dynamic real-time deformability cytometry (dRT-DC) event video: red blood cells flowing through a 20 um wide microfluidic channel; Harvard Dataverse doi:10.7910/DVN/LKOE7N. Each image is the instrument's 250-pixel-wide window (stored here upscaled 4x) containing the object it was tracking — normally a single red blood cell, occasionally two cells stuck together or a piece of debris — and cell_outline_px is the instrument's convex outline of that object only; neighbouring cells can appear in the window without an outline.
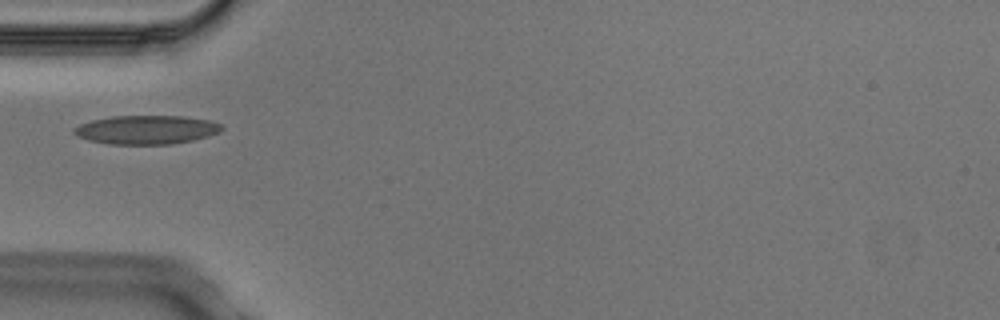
{"species": "Egyptian fruit bat (a non-hibernating species)", "species_latin": "Rousettus aegyptiacus", "temperature_condition": "cold", "stored_images_in_passage": 2, "camera_frame_rate_fps": 3000, "um_per_image_px": 0.085, "animal": {"sex": "male"}, "frame": {"image": 1, "passage_image": 1, "time_ms": 0.0, "image_size_px": [1000, 320], "cell_outline_px": [[224, 128], [220, 132], [208, 136], [192, 140], [172, 144], [108, 144], [88, 140], [76, 136], [72, 132], [72, 128], [80, 124], [92, 120], [112, 116], [184, 116], [212, 120], [220, 124]], "centroid_in_image_um": [12.44, 11.02], "position_along_channel_um": 72.6, "area_um2": 24.97}}
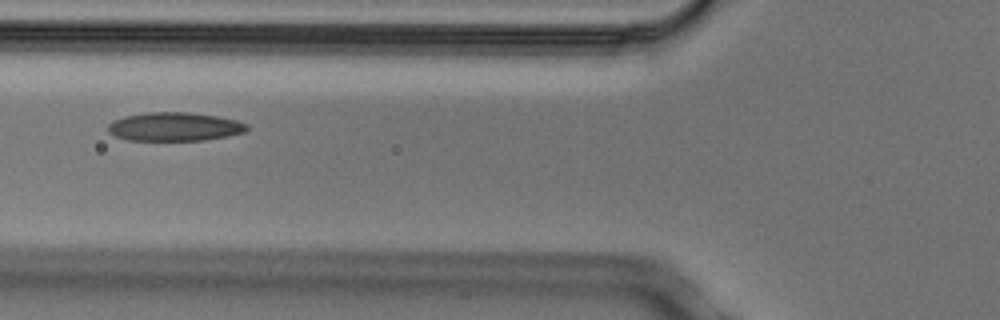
{"frame": {"image": 2, "passage_image": 2, "time_ms": 0.333, "image_size_px": [1000, 320], "cell_outline_px": [[248, 132], [228, 136], [204, 140], [128, 140], [116, 136], [108, 132], [108, 124], [112, 120], [124, 116], [148, 112], [188, 112], [216, 116], [236, 120], [248, 124]], "centroid_in_image_um": [14.85, 10.77], "position_along_channel_um": 111.0, "area_um2": 23.29}}